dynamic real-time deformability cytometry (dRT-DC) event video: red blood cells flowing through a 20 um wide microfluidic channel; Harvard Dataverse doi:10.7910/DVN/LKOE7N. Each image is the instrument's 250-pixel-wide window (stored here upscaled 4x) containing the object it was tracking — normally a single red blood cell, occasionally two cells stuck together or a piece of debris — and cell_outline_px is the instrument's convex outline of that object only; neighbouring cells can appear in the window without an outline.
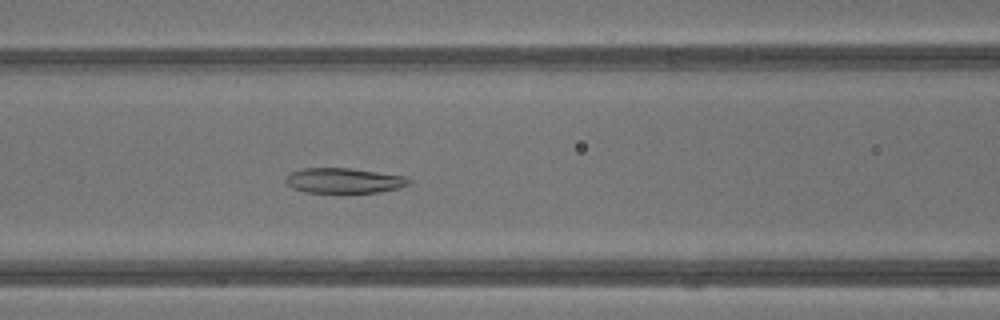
{"species": "common noctule bat (a hibernating species)", "species_latin": "Nyctalus noctula", "temperature_condition": "warm", "stored_images_in_passage": 28, "camera_frame_rate_fps": 3000, "um_per_image_px": 0.085, "animal": {"sex": "male", "body_mass_g": 13.3}, "frame": {"image": 1, "passage_image": 7, "time_ms": 2.0, "image_size_px": [1000, 320], "cell_outline_px": [[412, 184], [400, 188], [380, 192], [304, 192], [292, 188], [284, 180], [284, 176], [300, 168], [352, 168], [404, 176], [412, 180]], "centroid_in_image_um": [29.24, 15.34], "position_along_channel_um": 137.4, "area_um2": 18.21}}
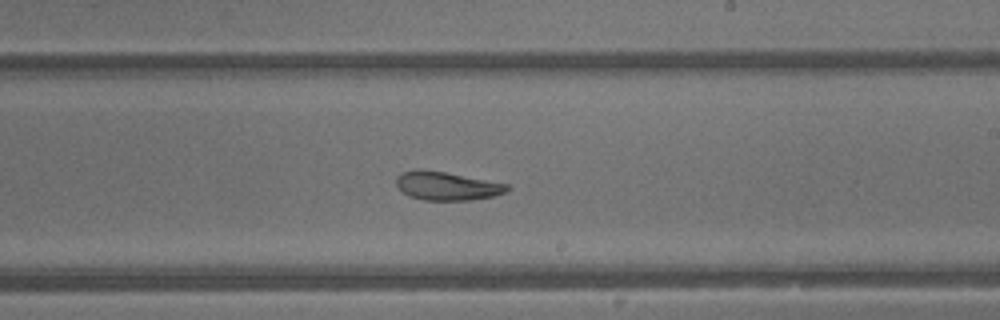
{"frame": {"image": 2, "passage_image": 14, "time_ms": 4.333, "image_size_px": [1000, 320], "cell_outline_px": [[512, 188], [504, 192], [492, 196], [472, 200], [424, 200], [412, 196], [404, 192], [396, 184], [396, 176], [400, 172], [416, 168], [420, 168], [444, 172], [508, 184]], "centroid_in_image_um": [37.96, 15.79], "position_along_channel_um": 251.0, "area_um2": 18.32}}
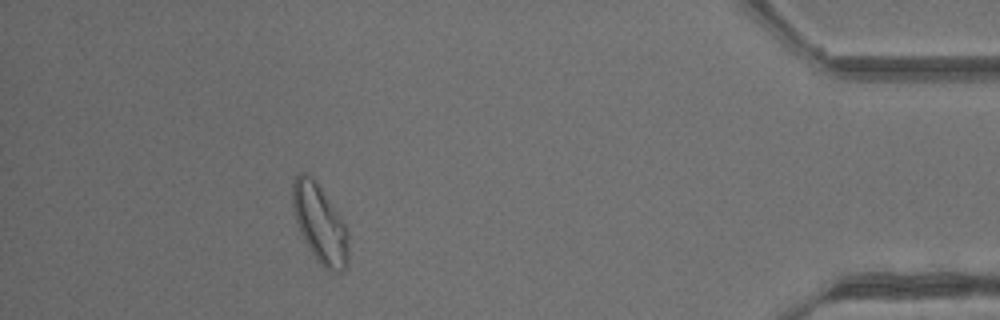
{"frame": {"image": 3, "passage_image": 27, "time_ms": 8.667, "image_size_px": [1000, 320], "cell_outline_px": [[348, 268], [340, 272], [328, 272], [324, 268], [312, 252], [304, 240], [300, 232], [296, 220], [292, 204], [292, 180], [300, 172], [304, 172], [316, 180], [340, 216], [348, 232]], "centroid_in_image_um": [27.2, 19.02], "position_along_channel_um": 408.0, "area_um2": 25.55}}